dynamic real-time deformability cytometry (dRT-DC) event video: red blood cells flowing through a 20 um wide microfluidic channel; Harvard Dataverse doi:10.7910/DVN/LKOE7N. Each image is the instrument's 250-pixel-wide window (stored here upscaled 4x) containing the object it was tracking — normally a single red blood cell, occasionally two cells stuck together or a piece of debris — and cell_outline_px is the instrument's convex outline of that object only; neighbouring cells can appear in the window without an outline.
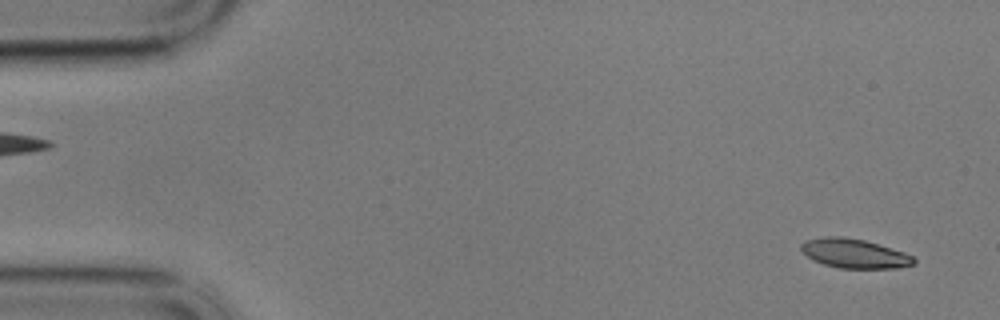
{"species": "common noctule bat (a hibernating species)", "species_latin": "Nyctalus noctula", "temperature_condition": "cold", "stored_images_in_passage": 56, "camera_frame_rate_fps": 3000, "um_per_image_px": 0.085, "animal": {"sex": "male", "body_mass_g": 17.9}, "frame": {"image": 1, "passage_image": 1, "time_ms": 0.0, "image_size_px": [1000, 320], "cell_outline_px": [[916, 264], [896, 268], [840, 268], [824, 264], [812, 260], [800, 248], [800, 244], [804, 240], [824, 236], [840, 236], [864, 240], [904, 252], [912, 256], [916, 260]], "centroid_in_image_um": [72.61, 21.54], "position_along_channel_um": 12.4, "area_um2": 19.19}}
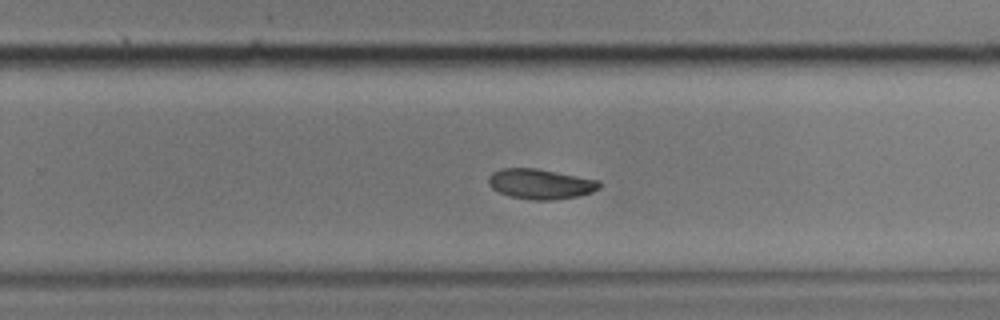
{"frame": {"image": 2, "passage_image": 35, "time_ms": 11.333, "image_size_px": [1000, 320], "cell_outline_px": [[600, 188], [592, 192], [580, 196], [556, 200], [532, 200], [512, 196], [500, 192], [492, 188], [488, 184], [488, 176], [492, 172], [500, 168], [536, 168], [600, 180]], "centroid_in_image_um": [45.95, 15.63], "position_along_channel_um": 283.8, "area_um2": 19.59}}
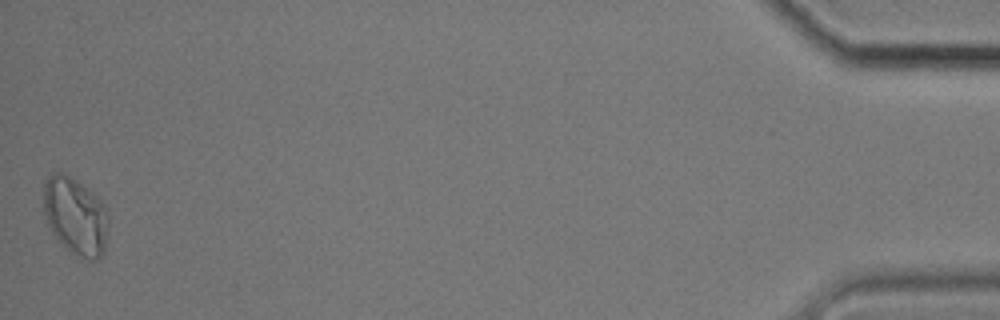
{"frame": {"image": 3, "passage_image": 56, "time_ms": 18.333, "image_size_px": [1000, 320], "cell_outline_px": [[108, 232], [104, 252], [96, 260], [88, 260], [60, 244], [52, 232], [48, 224], [44, 212], [44, 184], [48, 176], [52, 172], [64, 172], [76, 180], [92, 192], [108, 208]], "centroid_in_image_um": [6.43, 18.35], "position_along_channel_um": 428.8, "area_um2": 29.42}, "authors_computed_cell_mechanics": {"area_um2": 19.8543, "velocity_mm_per_s": 3.39, "shape_relaxation_time_tau1_ms": 4.342, "shape_relaxation_time_tau2_ms": 2.6293, "deformation_change_tau1": 0.1278, "deformation_change_tau2": 0.0515}}